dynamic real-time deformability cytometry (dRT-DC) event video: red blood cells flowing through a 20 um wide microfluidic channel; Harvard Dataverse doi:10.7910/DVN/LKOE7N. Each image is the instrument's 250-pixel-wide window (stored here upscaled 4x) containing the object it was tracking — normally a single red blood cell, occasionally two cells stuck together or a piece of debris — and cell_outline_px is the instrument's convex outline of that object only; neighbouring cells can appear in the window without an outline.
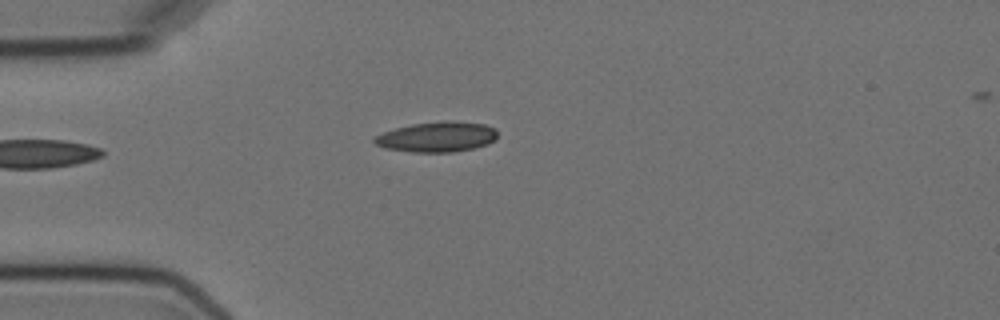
{"species": "Egyptian fruit bat (a non-hibernating species)", "species_latin": "Rousettus aegyptiacus", "temperature_condition": "cold", "stored_images_in_passage": 2, "camera_frame_rate_fps": 3000, "um_per_image_px": 0.085, "animal": {"sex": "female"}, "frame": {"image": 1, "passage_image": 1, "time_ms": 0.0, "image_size_px": [1000, 320], "cell_outline_px": [[496, 140], [488, 144], [472, 148], [452, 152], [412, 152], [384, 148], [376, 144], [372, 140], [376, 136], [384, 132], [396, 128], [412, 124], [444, 120], [452, 120], [484, 124], [496, 128]], "centroid_in_image_um": [37.16, 11.62], "position_along_channel_um": 47.8, "area_um2": 21.73}}